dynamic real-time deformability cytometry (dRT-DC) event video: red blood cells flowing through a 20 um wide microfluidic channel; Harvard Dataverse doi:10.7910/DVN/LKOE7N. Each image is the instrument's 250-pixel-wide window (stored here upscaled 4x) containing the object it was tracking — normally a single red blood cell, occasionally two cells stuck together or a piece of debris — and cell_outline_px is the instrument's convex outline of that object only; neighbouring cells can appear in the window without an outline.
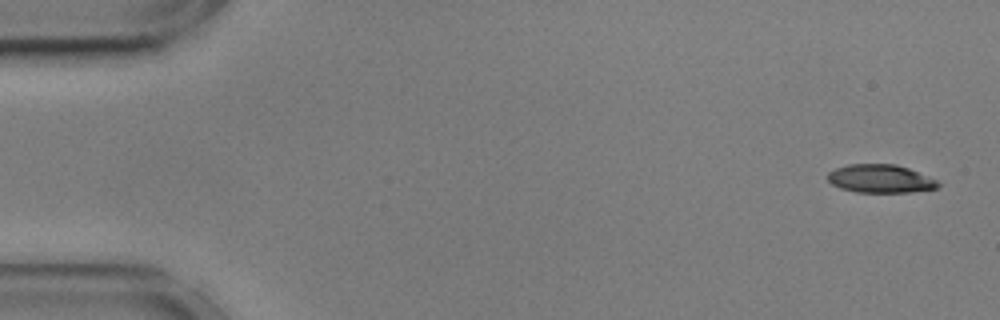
{"species": "common noctule bat (a hibernating species)", "species_latin": "Nyctalus noctula", "temperature_condition": "cold", "stored_images_in_passage": 38, "camera_frame_rate_fps": 3000, "um_per_image_px": 0.085, "animal": {"sex": "male", "body_mass_g": 17.9, "forearm_length_mm": 54.2}, "frame": {"image": 1, "passage_image": 1, "time_ms": 0.0, "image_size_px": [1000, 320], "cell_outline_px": [[940, 184], [936, 188], [912, 192], [856, 192], [840, 188], [832, 184], [828, 180], [828, 172], [836, 168], [848, 164], [896, 164], [908, 168], [936, 180]], "centroid_in_image_um": [74.8, 15.19], "position_along_channel_um": 10.2, "area_um2": 18.03}}
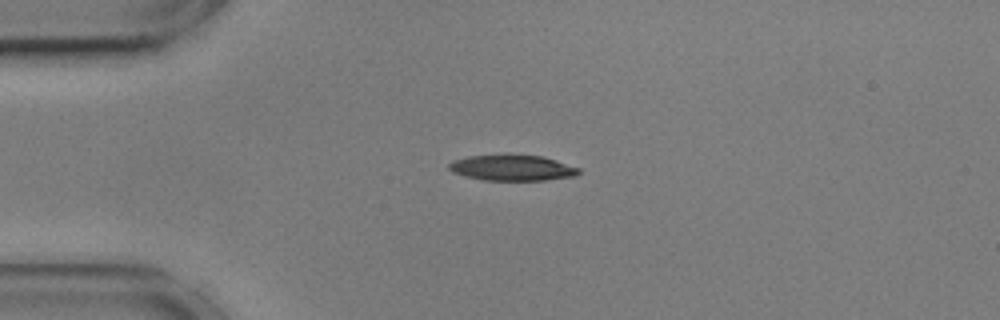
{"frame": {"image": 2, "passage_image": 12, "time_ms": 3.667, "image_size_px": [1000, 320], "cell_outline_px": [[580, 172], [576, 176], [544, 180], [484, 180], [464, 176], [452, 172], [448, 168], [448, 164], [452, 160], [468, 156], [508, 152], [544, 156], [580, 168]], "centroid_in_image_um": [43.51, 14.22], "position_along_channel_um": 41.5, "area_um2": 20.29}}
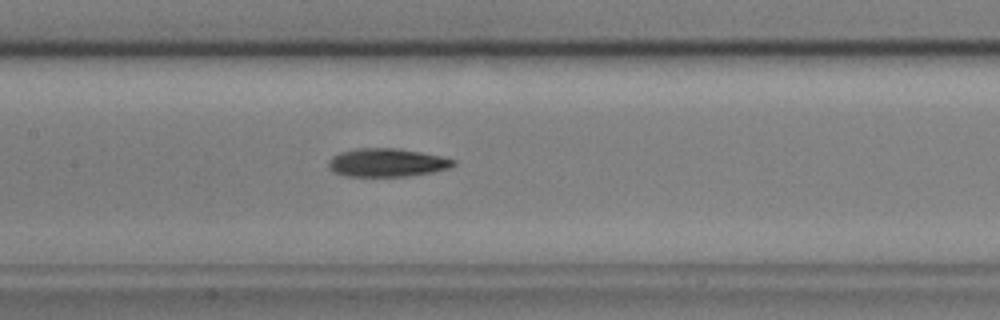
{"frame": {"image": 3, "passage_image": 25, "time_ms": 8.0, "image_size_px": [1000, 320], "cell_outline_px": [[456, 164], [448, 168], [432, 172], [404, 176], [344, 176], [328, 168], [328, 160], [332, 156], [340, 152], [356, 148], [396, 148], [420, 152], [440, 156], [456, 160]], "centroid_in_image_um": [32.86, 13.81], "position_along_channel_um": 174.5, "area_um2": 20.52}}